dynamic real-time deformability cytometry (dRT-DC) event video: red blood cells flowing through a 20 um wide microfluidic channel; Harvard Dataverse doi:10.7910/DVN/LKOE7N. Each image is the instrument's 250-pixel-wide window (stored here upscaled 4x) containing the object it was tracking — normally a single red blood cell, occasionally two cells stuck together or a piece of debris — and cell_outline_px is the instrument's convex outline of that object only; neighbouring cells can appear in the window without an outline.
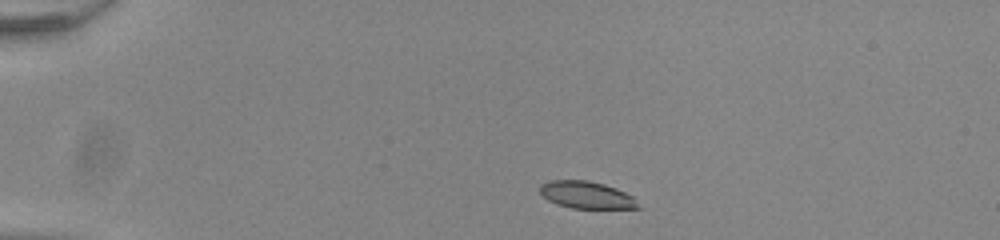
{"species": "common noctule bat (a hibernating species)", "species_latin": "Nyctalus noctula", "temperature_condition": "room temperature", "stored_images_in_passage": 43, "camera_frame_rate_fps": 3000, "um_per_image_px": 0.085, "animal": {"sex": "male", "body_mass_g": 20.0, "forearm_length_mm": 53.3}, "frame": {"image": 1, "passage_image": 1, "time_ms": 0.0, "image_size_px": [1000, 240], "cell_outline_px": [[644, 208], [572, 208], [556, 204], [548, 200], [540, 192], [540, 184], [552, 180], [588, 180], [604, 184], [616, 188], [632, 196]], "centroid_in_image_um": [49.87, 16.57], "position_along_channel_um": 35.1, "area_um2": 15.55}}
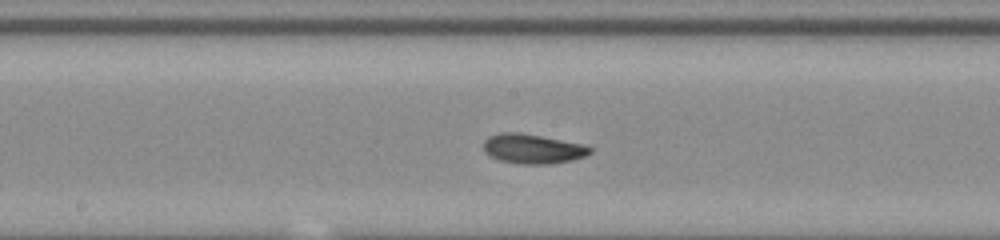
{"frame": {"image": 2, "passage_image": 19, "time_ms": 6.0, "image_size_px": [1000, 240], "cell_outline_px": [[592, 152], [584, 156], [572, 160], [548, 164], [520, 164], [500, 160], [484, 152], [484, 140], [488, 136], [500, 132], [520, 132], [580, 144], [592, 148]], "centroid_in_image_um": [45.24, 12.64], "position_along_channel_um": 203.0, "area_um2": 18.15}}
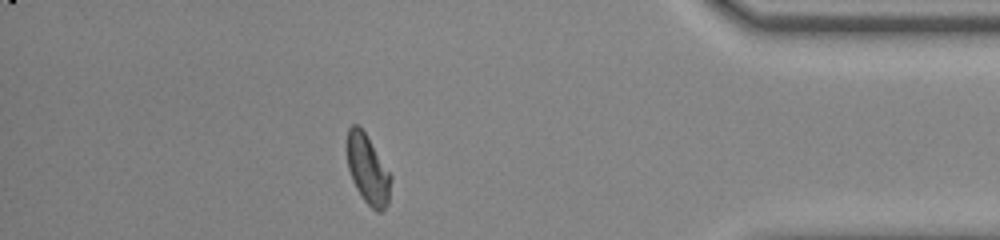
{"frame": {"image": 3, "passage_image": 37, "time_ms": 12.0, "image_size_px": [1000, 240], "cell_outline_px": [[392, 176], [388, 204], [380, 212], [376, 212], [364, 200], [356, 188], [352, 180], [348, 168], [344, 144], [348, 128], [352, 124], [356, 124], [364, 132]], "centroid_in_image_um": [31.22, 14.38], "position_along_channel_um": 404.0, "area_um2": 17.86}, "authors_computed_cell_mechanics": {"area_um2": 17.6868, "velocity_mm_per_s": 3.8875, "shape_relaxation_time_tau1_ms": 3.9815, "shape_relaxation_time_tau2_ms": 4.2376, "deformation_change_tau1": 0.1411, "deformation_change_tau2": 0.0971}}